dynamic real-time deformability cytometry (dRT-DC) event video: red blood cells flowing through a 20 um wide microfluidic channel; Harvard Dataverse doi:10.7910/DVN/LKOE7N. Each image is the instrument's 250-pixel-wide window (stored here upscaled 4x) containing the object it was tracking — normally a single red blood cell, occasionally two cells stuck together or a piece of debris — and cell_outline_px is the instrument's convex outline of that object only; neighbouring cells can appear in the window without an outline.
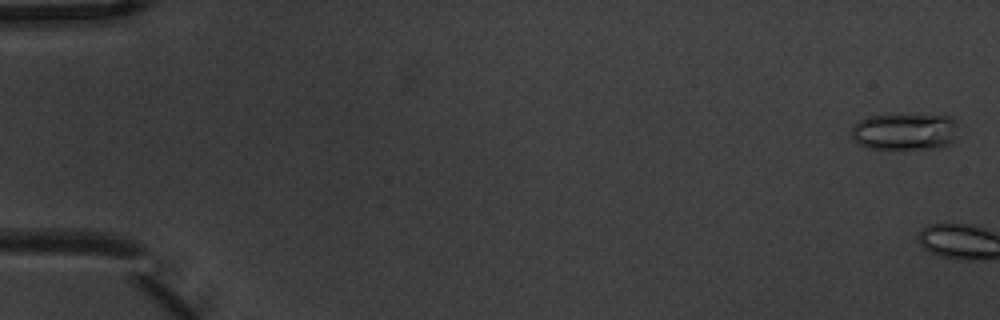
{"species": "common noctule bat (a hibernating species)", "species_latin": "Nyctalus noctula", "temperature_condition": "warm", "stored_images_in_passage": 6, "camera_frame_rate_fps": 3000, "um_per_image_px": 0.085, "animal": {"sex": "male", "body_mass_g": 20.1, "forearm_length_mm": 53.5}, "frame": {"image": 1, "passage_image": 1, "time_ms": 0.0, "image_size_px": [1000, 320], "cell_outline_px": [[956, 124], [952, 140], [948, 144], [936, 148], [868, 148], [852, 140], [852, 124], [868, 116], [952, 116], [956, 120]], "centroid_in_image_um": [76.85, 11.19], "position_along_channel_um": 8.2, "area_um2": 22.25}}